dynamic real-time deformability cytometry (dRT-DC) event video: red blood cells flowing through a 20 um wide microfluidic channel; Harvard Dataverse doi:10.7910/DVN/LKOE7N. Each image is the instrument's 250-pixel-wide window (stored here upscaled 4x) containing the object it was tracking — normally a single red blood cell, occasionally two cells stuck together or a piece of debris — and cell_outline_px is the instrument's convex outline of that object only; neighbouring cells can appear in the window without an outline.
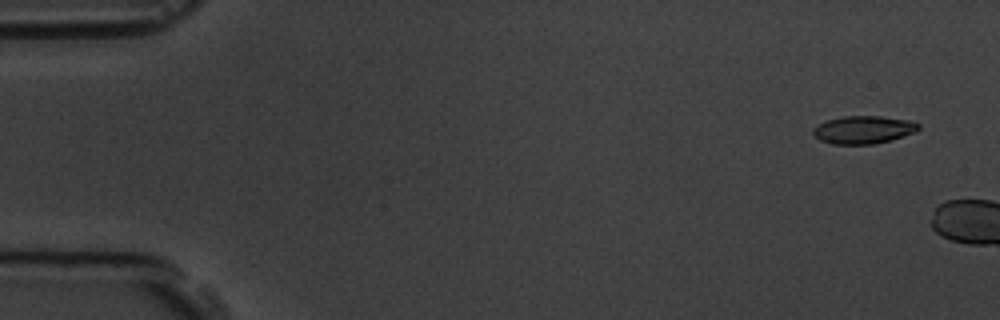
{"species": "common noctule bat (a hibernating species)", "species_latin": "Nyctalus noctula", "temperature_condition": "room temperature", "stored_images_in_passage": 6, "camera_frame_rate_fps": 3000, "um_per_image_px": 0.085, "animal": {"sex": "male", "body_mass_g": 19.5, "forearm_length_mm": 54.6}, "frame": {"image": 1, "passage_image": 1, "time_ms": 0.0, "image_size_px": [1000, 320], "cell_outline_px": [[920, 128], [916, 132], [888, 140], [872, 144], [832, 144], [820, 140], [812, 132], [812, 128], [828, 120], [844, 116], [880, 116], [908, 120], [920, 124]], "centroid_in_image_um": [73.39, 11.02], "position_along_channel_um": 11.6, "area_um2": 16.88}}
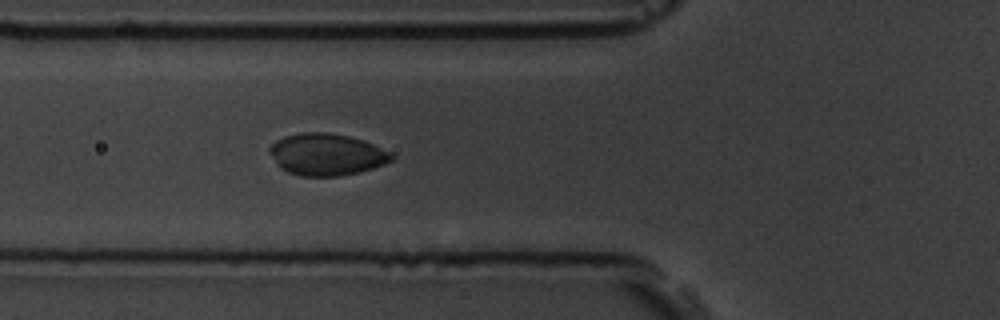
{"frame": {"image": 2, "passage_image": 6, "time_ms": 7.333, "image_size_px": [1000, 320], "cell_outline_px": [[396, 156], [392, 160], [384, 164], [360, 172], [340, 176], [300, 176], [288, 172], [280, 168], [276, 164], [268, 152], [268, 148], [276, 140], [284, 136], [300, 132], [324, 132], [348, 136], [364, 140], [392, 152]], "centroid_in_image_um": [27.75, 13.13], "position_along_channel_um": 98.0, "area_um2": 30.06}}